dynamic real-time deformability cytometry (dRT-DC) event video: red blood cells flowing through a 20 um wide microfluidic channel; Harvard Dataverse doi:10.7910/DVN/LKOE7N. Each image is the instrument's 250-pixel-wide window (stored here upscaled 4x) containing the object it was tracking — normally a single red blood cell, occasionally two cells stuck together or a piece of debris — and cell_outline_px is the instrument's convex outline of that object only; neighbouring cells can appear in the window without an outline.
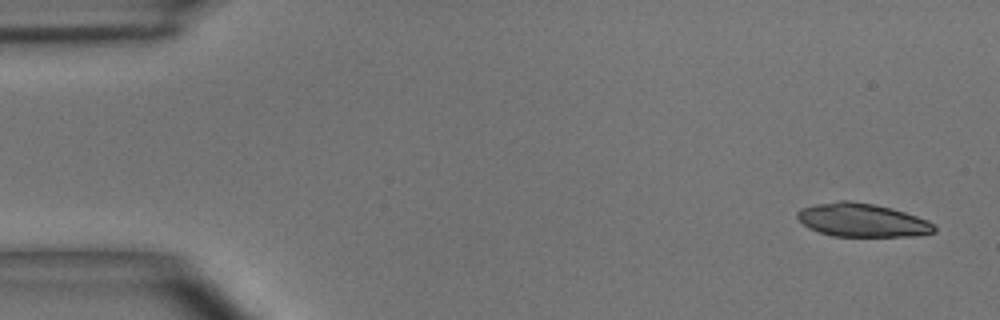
{"species": "common noctule bat (a hibernating species)", "species_latin": "Nyctalus noctula", "temperature_condition": "room temperature", "stored_images_in_passage": 14, "camera_frame_rate_fps": 3000, "um_per_image_px": 0.085, "animal": {"sex": "male", "body_mass_g": 15.6}, "frame": {"image": 1, "passage_image": 1, "time_ms": 0.0, "image_size_px": [1000, 320], "cell_outline_px": [[936, 232], [916, 236], [832, 236], [808, 228], [796, 216], [796, 212], [800, 208], [816, 204], [836, 200], [848, 200], [876, 204], [892, 208], [928, 220], [936, 228]], "centroid_in_image_um": [73.27, 18.7], "position_along_channel_um": 11.7, "area_um2": 26.82}}
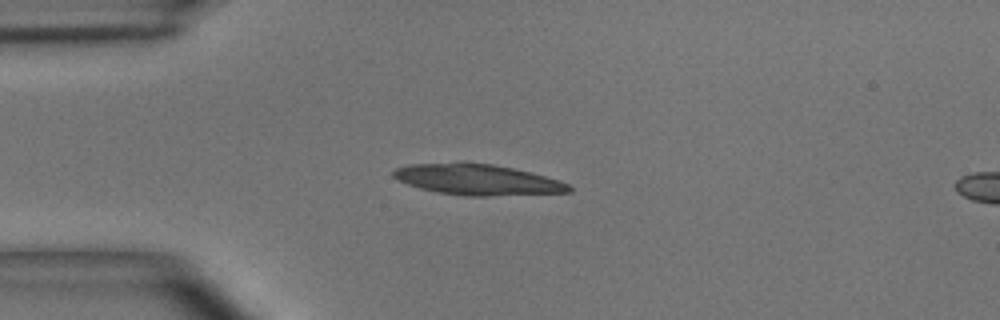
{"frame": {"image": 2, "passage_image": 11, "time_ms": 3.333, "image_size_px": [1000, 320], "cell_outline_px": [[572, 192], [488, 196], [464, 196], [436, 192], [420, 188], [408, 184], [392, 176], [392, 172], [396, 168], [408, 164], [492, 164], [532, 172], [560, 180], [568, 184], [572, 188]], "centroid_in_image_um": [40.63, 15.29], "position_along_channel_um": 44.4, "area_um2": 30.98}}